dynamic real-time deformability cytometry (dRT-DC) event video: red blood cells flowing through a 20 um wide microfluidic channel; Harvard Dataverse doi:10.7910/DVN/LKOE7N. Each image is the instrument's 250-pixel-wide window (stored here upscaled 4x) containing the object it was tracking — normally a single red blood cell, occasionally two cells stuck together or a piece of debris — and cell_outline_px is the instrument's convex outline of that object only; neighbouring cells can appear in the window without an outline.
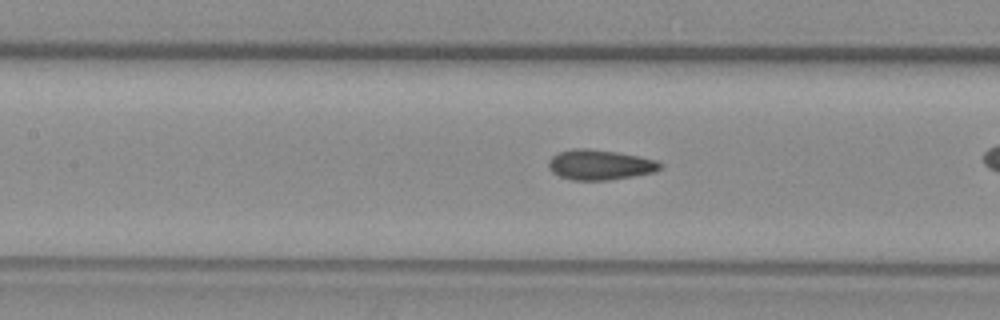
{"species": "common noctule bat (a hibernating species)", "species_latin": "Nyctalus noctula", "temperature_condition": "warm", "stored_images_in_passage": 42, "camera_frame_rate_fps": 3000, "um_per_image_px": 0.085, "animal": {"sex": "female", "body_mass_g": 29.2, "forearm_length_mm": 56.3}, "frame": {"image": 1, "passage_image": 24, "time_ms": 7.667, "image_size_px": [1000, 320], "cell_outline_px": [[664, 164], [656, 172], [608, 180], [572, 180], [560, 176], [552, 172], [548, 168], [548, 160], [552, 156], [560, 152], [572, 148], [592, 148], [640, 156], [656, 160]], "centroid_in_image_um": [50.99, 14.0], "position_along_channel_um": 156.4, "area_um2": 19.77}}